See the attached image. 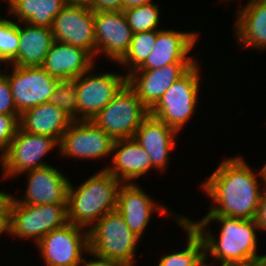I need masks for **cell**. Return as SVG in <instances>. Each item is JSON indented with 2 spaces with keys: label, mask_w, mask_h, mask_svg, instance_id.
Segmentation results:
<instances>
[{
  "label": "cell",
  "mask_w": 266,
  "mask_h": 266,
  "mask_svg": "<svg viewBox=\"0 0 266 266\" xmlns=\"http://www.w3.org/2000/svg\"><path fill=\"white\" fill-rule=\"evenodd\" d=\"M257 177L263 184L266 182L263 172L254 173L242 156L225 158L200 185L213 201L205 216L255 220L263 189Z\"/></svg>",
  "instance_id": "obj_1"
},
{
  "label": "cell",
  "mask_w": 266,
  "mask_h": 266,
  "mask_svg": "<svg viewBox=\"0 0 266 266\" xmlns=\"http://www.w3.org/2000/svg\"><path fill=\"white\" fill-rule=\"evenodd\" d=\"M183 219L203 241L205 266L212 265L206 263L208 256L213 257L212 259L218 262V266H226L232 262L259 255L257 253L258 237L256 234L259 227L254 219L228 216H204L200 221L194 222L185 216H183ZM213 221H217L221 225L218 237L208 229Z\"/></svg>",
  "instance_id": "obj_2"
},
{
  "label": "cell",
  "mask_w": 266,
  "mask_h": 266,
  "mask_svg": "<svg viewBox=\"0 0 266 266\" xmlns=\"http://www.w3.org/2000/svg\"><path fill=\"white\" fill-rule=\"evenodd\" d=\"M69 183L67 193L68 222L88 230L104 215L117 207V194L122 184L106 169L94 174L79 186Z\"/></svg>",
  "instance_id": "obj_3"
},
{
  "label": "cell",
  "mask_w": 266,
  "mask_h": 266,
  "mask_svg": "<svg viewBox=\"0 0 266 266\" xmlns=\"http://www.w3.org/2000/svg\"><path fill=\"white\" fill-rule=\"evenodd\" d=\"M89 251L124 266H135L136 236L115 210L100 218L89 230Z\"/></svg>",
  "instance_id": "obj_4"
},
{
  "label": "cell",
  "mask_w": 266,
  "mask_h": 266,
  "mask_svg": "<svg viewBox=\"0 0 266 266\" xmlns=\"http://www.w3.org/2000/svg\"><path fill=\"white\" fill-rule=\"evenodd\" d=\"M198 61L161 96L149 114L163 121L178 133L197 111L200 86Z\"/></svg>",
  "instance_id": "obj_5"
},
{
  "label": "cell",
  "mask_w": 266,
  "mask_h": 266,
  "mask_svg": "<svg viewBox=\"0 0 266 266\" xmlns=\"http://www.w3.org/2000/svg\"><path fill=\"white\" fill-rule=\"evenodd\" d=\"M149 109L126 83L91 121L114 140L133 138Z\"/></svg>",
  "instance_id": "obj_6"
},
{
  "label": "cell",
  "mask_w": 266,
  "mask_h": 266,
  "mask_svg": "<svg viewBox=\"0 0 266 266\" xmlns=\"http://www.w3.org/2000/svg\"><path fill=\"white\" fill-rule=\"evenodd\" d=\"M68 223L67 204L27 205L11 195V233L37 244L45 235ZM28 238V239H27Z\"/></svg>",
  "instance_id": "obj_7"
},
{
  "label": "cell",
  "mask_w": 266,
  "mask_h": 266,
  "mask_svg": "<svg viewBox=\"0 0 266 266\" xmlns=\"http://www.w3.org/2000/svg\"><path fill=\"white\" fill-rule=\"evenodd\" d=\"M59 148V142L51 137L25 132L18 128L6 152L0 157L3 178L24 175V172L45 167L44 157L54 148Z\"/></svg>",
  "instance_id": "obj_8"
},
{
  "label": "cell",
  "mask_w": 266,
  "mask_h": 266,
  "mask_svg": "<svg viewBox=\"0 0 266 266\" xmlns=\"http://www.w3.org/2000/svg\"><path fill=\"white\" fill-rule=\"evenodd\" d=\"M36 247L46 266H78L84 254L89 255V231L68 222L45 235Z\"/></svg>",
  "instance_id": "obj_9"
},
{
  "label": "cell",
  "mask_w": 266,
  "mask_h": 266,
  "mask_svg": "<svg viewBox=\"0 0 266 266\" xmlns=\"http://www.w3.org/2000/svg\"><path fill=\"white\" fill-rule=\"evenodd\" d=\"M92 70L93 67L73 80L78 98V121L92 120L127 83L126 74H96Z\"/></svg>",
  "instance_id": "obj_10"
},
{
  "label": "cell",
  "mask_w": 266,
  "mask_h": 266,
  "mask_svg": "<svg viewBox=\"0 0 266 266\" xmlns=\"http://www.w3.org/2000/svg\"><path fill=\"white\" fill-rule=\"evenodd\" d=\"M9 66L10 72L4 74L9 81L16 109L20 115L34 106L49 102L61 81L50 75L42 66Z\"/></svg>",
  "instance_id": "obj_11"
},
{
  "label": "cell",
  "mask_w": 266,
  "mask_h": 266,
  "mask_svg": "<svg viewBox=\"0 0 266 266\" xmlns=\"http://www.w3.org/2000/svg\"><path fill=\"white\" fill-rule=\"evenodd\" d=\"M54 40L86 50L96 57L94 11L86 3L67 2L54 18Z\"/></svg>",
  "instance_id": "obj_12"
},
{
  "label": "cell",
  "mask_w": 266,
  "mask_h": 266,
  "mask_svg": "<svg viewBox=\"0 0 266 266\" xmlns=\"http://www.w3.org/2000/svg\"><path fill=\"white\" fill-rule=\"evenodd\" d=\"M114 139L90 121H74L63 133L59 154L68 158L102 159L112 154Z\"/></svg>",
  "instance_id": "obj_13"
},
{
  "label": "cell",
  "mask_w": 266,
  "mask_h": 266,
  "mask_svg": "<svg viewBox=\"0 0 266 266\" xmlns=\"http://www.w3.org/2000/svg\"><path fill=\"white\" fill-rule=\"evenodd\" d=\"M158 204L137 183H122L117 194L116 211L130 230L140 239L150 223L153 212L168 217L172 212Z\"/></svg>",
  "instance_id": "obj_14"
},
{
  "label": "cell",
  "mask_w": 266,
  "mask_h": 266,
  "mask_svg": "<svg viewBox=\"0 0 266 266\" xmlns=\"http://www.w3.org/2000/svg\"><path fill=\"white\" fill-rule=\"evenodd\" d=\"M96 56L104 55L118 63L127 53L133 31L122 11L94 12Z\"/></svg>",
  "instance_id": "obj_15"
},
{
  "label": "cell",
  "mask_w": 266,
  "mask_h": 266,
  "mask_svg": "<svg viewBox=\"0 0 266 266\" xmlns=\"http://www.w3.org/2000/svg\"><path fill=\"white\" fill-rule=\"evenodd\" d=\"M198 32L157 30L153 51L136 70H154L167 64H195L196 58L189 56L198 40Z\"/></svg>",
  "instance_id": "obj_16"
},
{
  "label": "cell",
  "mask_w": 266,
  "mask_h": 266,
  "mask_svg": "<svg viewBox=\"0 0 266 266\" xmlns=\"http://www.w3.org/2000/svg\"><path fill=\"white\" fill-rule=\"evenodd\" d=\"M27 174L26 190L22 197L12 199L27 205L67 204L70 180L52 165L24 172ZM21 198V199H20Z\"/></svg>",
  "instance_id": "obj_17"
},
{
  "label": "cell",
  "mask_w": 266,
  "mask_h": 266,
  "mask_svg": "<svg viewBox=\"0 0 266 266\" xmlns=\"http://www.w3.org/2000/svg\"><path fill=\"white\" fill-rule=\"evenodd\" d=\"M194 64H167L154 70H134L127 75V84L150 110Z\"/></svg>",
  "instance_id": "obj_18"
},
{
  "label": "cell",
  "mask_w": 266,
  "mask_h": 266,
  "mask_svg": "<svg viewBox=\"0 0 266 266\" xmlns=\"http://www.w3.org/2000/svg\"><path fill=\"white\" fill-rule=\"evenodd\" d=\"M112 153L111 165L104 169L121 183H135V179L155 169L147 152L134 138L114 140Z\"/></svg>",
  "instance_id": "obj_19"
},
{
  "label": "cell",
  "mask_w": 266,
  "mask_h": 266,
  "mask_svg": "<svg viewBox=\"0 0 266 266\" xmlns=\"http://www.w3.org/2000/svg\"><path fill=\"white\" fill-rule=\"evenodd\" d=\"M177 134L178 132L173 128L149 114L140 124L133 138L147 152L152 166L161 173L168 166L170 151L176 146Z\"/></svg>",
  "instance_id": "obj_20"
},
{
  "label": "cell",
  "mask_w": 266,
  "mask_h": 266,
  "mask_svg": "<svg viewBox=\"0 0 266 266\" xmlns=\"http://www.w3.org/2000/svg\"><path fill=\"white\" fill-rule=\"evenodd\" d=\"M95 59L84 49L54 41L42 67L52 76L64 80H74L92 67Z\"/></svg>",
  "instance_id": "obj_21"
},
{
  "label": "cell",
  "mask_w": 266,
  "mask_h": 266,
  "mask_svg": "<svg viewBox=\"0 0 266 266\" xmlns=\"http://www.w3.org/2000/svg\"><path fill=\"white\" fill-rule=\"evenodd\" d=\"M236 10L234 39L238 45L266 50V0H248Z\"/></svg>",
  "instance_id": "obj_22"
},
{
  "label": "cell",
  "mask_w": 266,
  "mask_h": 266,
  "mask_svg": "<svg viewBox=\"0 0 266 266\" xmlns=\"http://www.w3.org/2000/svg\"><path fill=\"white\" fill-rule=\"evenodd\" d=\"M18 22L19 47L17 55L8 63L18 67L42 66L54 43L52 28Z\"/></svg>",
  "instance_id": "obj_23"
},
{
  "label": "cell",
  "mask_w": 266,
  "mask_h": 266,
  "mask_svg": "<svg viewBox=\"0 0 266 266\" xmlns=\"http://www.w3.org/2000/svg\"><path fill=\"white\" fill-rule=\"evenodd\" d=\"M73 121L56 105L42 103L23 112L19 128L25 132L44 135L61 141L63 133Z\"/></svg>",
  "instance_id": "obj_24"
},
{
  "label": "cell",
  "mask_w": 266,
  "mask_h": 266,
  "mask_svg": "<svg viewBox=\"0 0 266 266\" xmlns=\"http://www.w3.org/2000/svg\"><path fill=\"white\" fill-rule=\"evenodd\" d=\"M8 15L17 18V22L33 26L52 28L54 18L67 3L65 0H5Z\"/></svg>",
  "instance_id": "obj_25"
},
{
  "label": "cell",
  "mask_w": 266,
  "mask_h": 266,
  "mask_svg": "<svg viewBox=\"0 0 266 266\" xmlns=\"http://www.w3.org/2000/svg\"><path fill=\"white\" fill-rule=\"evenodd\" d=\"M176 216V217H175ZM184 215H175L174 221L186 232V248L162 255L157 266H205L204 244L201 237L183 219Z\"/></svg>",
  "instance_id": "obj_26"
},
{
  "label": "cell",
  "mask_w": 266,
  "mask_h": 266,
  "mask_svg": "<svg viewBox=\"0 0 266 266\" xmlns=\"http://www.w3.org/2000/svg\"><path fill=\"white\" fill-rule=\"evenodd\" d=\"M157 38V30L134 33L125 56L117 63L128 68L126 75L138 69L153 51Z\"/></svg>",
  "instance_id": "obj_27"
},
{
  "label": "cell",
  "mask_w": 266,
  "mask_h": 266,
  "mask_svg": "<svg viewBox=\"0 0 266 266\" xmlns=\"http://www.w3.org/2000/svg\"><path fill=\"white\" fill-rule=\"evenodd\" d=\"M123 12L133 33L160 30V6L153 2Z\"/></svg>",
  "instance_id": "obj_28"
},
{
  "label": "cell",
  "mask_w": 266,
  "mask_h": 266,
  "mask_svg": "<svg viewBox=\"0 0 266 266\" xmlns=\"http://www.w3.org/2000/svg\"><path fill=\"white\" fill-rule=\"evenodd\" d=\"M49 102L60 108L73 122L78 121V98L73 80L60 81Z\"/></svg>",
  "instance_id": "obj_29"
},
{
  "label": "cell",
  "mask_w": 266,
  "mask_h": 266,
  "mask_svg": "<svg viewBox=\"0 0 266 266\" xmlns=\"http://www.w3.org/2000/svg\"><path fill=\"white\" fill-rule=\"evenodd\" d=\"M18 23L0 18V65L8 64L18 52Z\"/></svg>",
  "instance_id": "obj_30"
},
{
  "label": "cell",
  "mask_w": 266,
  "mask_h": 266,
  "mask_svg": "<svg viewBox=\"0 0 266 266\" xmlns=\"http://www.w3.org/2000/svg\"><path fill=\"white\" fill-rule=\"evenodd\" d=\"M20 115L0 114V157L6 152L19 128Z\"/></svg>",
  "instance_id": "obj_31"
},
{
  "label": "cell",
  "mask_w": 266,
  "mask_h": 266,
  "mask_svg": "<svg viewBox=\"0 0 266 266\" xmlns=\"http://www.w3.org/2000/svg\"><path fill=\"white\" fill-rule=\"evenodd\" d=\"M0 114L20 115L10 90L7 76L0 71Z\"/></svg>",
  "instance_id": "obj_32"
},
{
  "label": "cell",
  "mask_w": 266,
  "mask_h": 266,
  "mask_svg": "<svg viewBox=\"0 0 266 266\" xmlns=\"http://www.w3.org/2000/svg\"><path fill=\"white\" fill-rule=\"evenodd\" d=\"M2 233L9 236L11 233V194L7 192L0 199V234Z\"/></svg>",
  "instance_id": "obj_33"
},
{
  "label": "cell",
  "mask_w": 266,
  "mask_h": 266,
  "mask_svg": "<svg viewBox=\"0 0 266 266\" xmlns=\"http://www.w3.org/2000/svg\"><path fill=\"white\" fill-rule=\"evenodd\" d=\"M87 4L94 12L123 10V0H89Z\"/></svg>",
  "instance_id": "obj_34"
},
{
  "label": "cell",
  "mask_w": 266,
  "mask_h": 266,
  "mask_svg": "<svg viewBox=\"0 0 266 266\" xmlns=\"http://www.w3.org/2000/svg\"><path fill=\"white\" fill-rule=\"evenodd\" d=\"M255 221L260 231H266V182L263 185V189L260 195V202Z\"/></svg>",
  "instance_id": "obj_35"
},
{
  "label": "cell",
  "mask_w": 266,
  "mask_h": 266,
  "mask_svg": "<svg viewBox=\"0 0 266 266\" xmlns=\"http://www.w3.org/2000/svg\"><path fill=\"white\" fill-rule=\"evenodd\" d=\"M88 253L92 256V258L88 261L86 257H83L82 261L78 266H124L123 264L110 260L108 258L100 257L91 251H88Z\"/></svg>",
  "instance_id": "obj_36"
},
{
  "label": "cell",
  "mask_w": 266,
  "mask_h": 266,
  "mask_svg": "<svg viewBox=\"0 0 266 266\" xmlns=\"http://www.w3.org/2000/svg\"><path fill=\"white\" fill-rule=\"evenodd\" d=\"M226 266H266V254L232 262Z\"/></svg>",
  "instance_id": "obj_37"
},
{
  "label": "cell",
  "mask_w": 266,
  "mask_h": 266,
  "mask_svg": "<svg viewBox=\"0 0 266 266\" xmlns=\"http://www.w3.org/2000/svg\"><path fill=\"white\" fill-rule=\"evenodd\" d=\"M153 0H123V10L152 3Z\"/></svg>",
  "instance_id": "obj_38"
},
{
  "label": "cell",
  "mask_w": 266,
  "mask_h": 266,
  "mask_svg": "<svg viewBox=\"0 0 266 266\" xmlns=\"http://www.w3.org/2000/svg\"><path fill=\"white\" fill-rule=\"evenodd\" d=\"M66 2L70 3H88L89 0H65Z\"/></svg>",
  "instance_id": "obj_39"
},
{
  "label": "cell",
  "mask_w": 266,
  "mask_h": 266,
  "mask_svg": "<svg viewBox=\"0 0 266 266\" xmlns=\"http://www.w3.org/2000/svg\"><path fill=\"white\" fill-rule=\"evenodd\" d=\"M261 171L263 172L266 178V164H264L263 168H261Z\"/></svg>",
  "instance_id": "obj_40"
},
{
  "label": "cell",
  "mask_w": 266,
  "mask_h": 266,
  "mask_svg": "<svg viewBox=\"0 0 266 266\" xmlns=\"http://www.w3.org/2000/svg\"><path fill=\"white\" fill-rule=\"evenodd\" d=\"M6 194V192L4 193V191L0 190V199Z\"/></svg>",
  "instance_id": "obj_41"
}]
</instances>
